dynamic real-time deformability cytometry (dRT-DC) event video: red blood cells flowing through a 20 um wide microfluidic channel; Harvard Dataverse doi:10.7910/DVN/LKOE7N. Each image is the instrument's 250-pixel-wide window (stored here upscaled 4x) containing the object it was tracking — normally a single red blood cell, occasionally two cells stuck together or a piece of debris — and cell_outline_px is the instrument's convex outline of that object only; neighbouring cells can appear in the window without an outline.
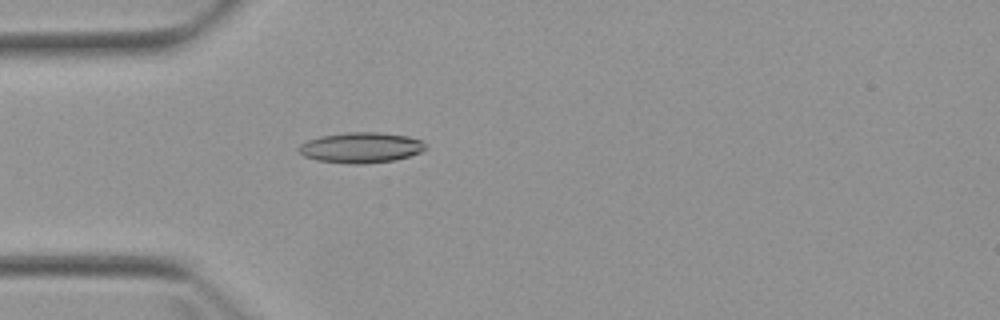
{"species": "Egyptian fruit bat (a non-hibernating species)", "species_latin": "Rousettus aegyptiacus", "temperature_condition": "warm", "stored_images_in_passage": 4, "camera_frame_rate_fps": 3000, "um_per_image_px": 0.085, "animal": {"sex": "female"}, "frame": {"image": 1, "passage_image": 4, "time_ms": 4.333, "image_size_px": [1000, 320], "cell_outline_px": [[428, 148], [420, 152], [396, 160], [360, 164], [352, 164], [316, 160], [304, 156], [296, 148], [300, 144], [308, 140], [320, 136], [348, 132], [380, 132], [408, 136], [420, 140]], "centroid_in_image_um": [30.67, 12.54], "position_along_channel_um": 54.3, "area_um2": 22.54}}